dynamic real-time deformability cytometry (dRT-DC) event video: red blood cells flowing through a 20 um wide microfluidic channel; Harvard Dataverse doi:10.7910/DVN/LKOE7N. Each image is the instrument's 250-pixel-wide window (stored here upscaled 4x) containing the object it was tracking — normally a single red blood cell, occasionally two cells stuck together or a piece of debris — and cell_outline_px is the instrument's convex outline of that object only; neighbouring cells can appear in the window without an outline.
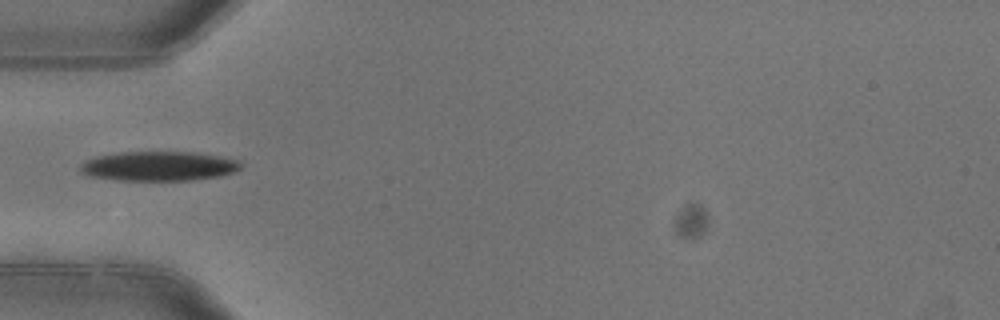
{"species": "common noctule bat (a hibernating species)", "species_latin": "Nyctalus noctula", "temperature_condition": "warm", "stored_images_in_passage": 5, "camera_frame_rate_fps": 3000, "um_per_image_px": 0.085, "animal": {"sex": "female"}, "frame": {"image": 1, "passage_image": 5, "time_ms": 1.333, "image_size_px": [1000, 320], "cell_outline_px": [[240, 168], [232, 172], [220, 176], [192, 180], [116, 180], [88, 176], [80, 172], [80, 164], [84, 160], [96, 156], [120, 152], [196, 152], [236, 160], [240, 164]], "centroid_in_image_um": [13.4, 14.12], "position_along_channel_um": 71.6, "area_um2": 27.51}}